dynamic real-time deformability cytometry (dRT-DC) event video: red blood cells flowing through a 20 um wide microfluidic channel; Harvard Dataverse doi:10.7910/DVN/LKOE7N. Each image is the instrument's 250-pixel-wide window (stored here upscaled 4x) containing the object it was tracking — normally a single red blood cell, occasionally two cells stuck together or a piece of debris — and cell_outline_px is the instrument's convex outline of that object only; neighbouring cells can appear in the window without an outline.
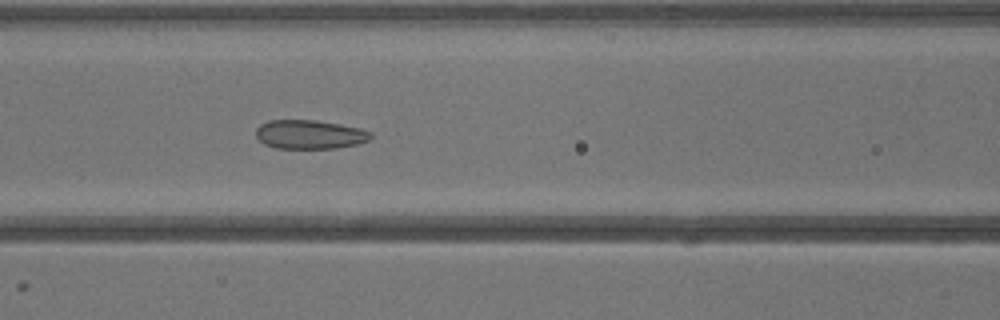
{"species": "common noctule bat (a hibernating species)", "species_latin": "Nyctalus noctula", "temperature_condition": "warm", "stored_images_in_passage": 18, "camera_frame_rate_fps": 3000, "um_per_image_px": 0.085, "animal": {"sex": "male", "body_mass_g": 13.3}, "frame": {"image": 1, "passage_image": 8, "time_ms": 2.333, "image_size_px": [1000, 320], "cell_outline_px": [[372, 136], [368, 140], [356, 144], [336, 148], [276, 148], [264, 144], [256, 136], [256, 128], [260, 124], [268, 120], [316, 120], [340, 124], [360, 128], [372, 132]], "centroid_in_image_um": [26.31, 11.42], "position_along_channel_um": 140.3, "area_um2": 19.36}}
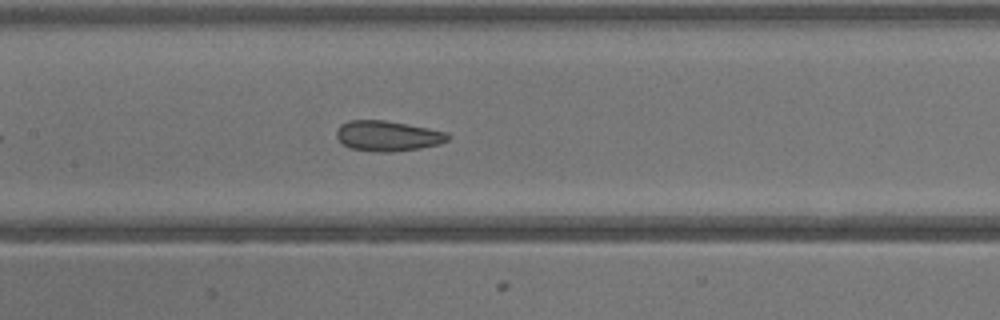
{"frame": {"image": 2, "passage_image": 10, "time_ms": 3.0, "image_size_px": [1000, 320], "cell_outline_px": [[452, 136], [448, 140], [440, 144], [420, 148], [388, 152], [376, 152], [352, 148], [344, 144], [336, 136], [336, 132], [340, 124], [348, 120], [384, 120], [408, 124], [448, 132]], "centroid_in_image_um": [32.98, 11.54], "position_along_channel_um": 174.4, "area_um2": 19.71}}
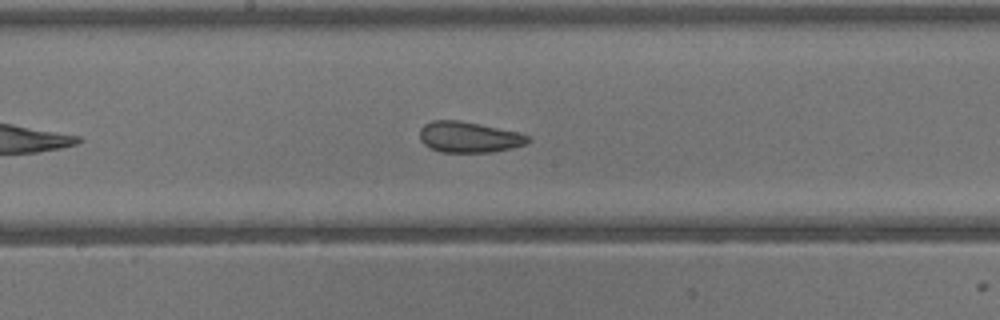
{"frame": {"image": 3, "passage_image": 12, "time_ms": 3.667, "image_size_px": [1000, 320], "cell_outline_px": [[532, 140], [528, 144], [512, 148], [492, 152], [440, 152], [428, 148], [420, 140], [420, 128], [424, 124], [432, 120], [460, 120], [520, 132], [528, 136]], "centroid_in_image_um": [39.87, 11.65], "position_along_channel_um": 208.3, "area_um2": 19.77}}